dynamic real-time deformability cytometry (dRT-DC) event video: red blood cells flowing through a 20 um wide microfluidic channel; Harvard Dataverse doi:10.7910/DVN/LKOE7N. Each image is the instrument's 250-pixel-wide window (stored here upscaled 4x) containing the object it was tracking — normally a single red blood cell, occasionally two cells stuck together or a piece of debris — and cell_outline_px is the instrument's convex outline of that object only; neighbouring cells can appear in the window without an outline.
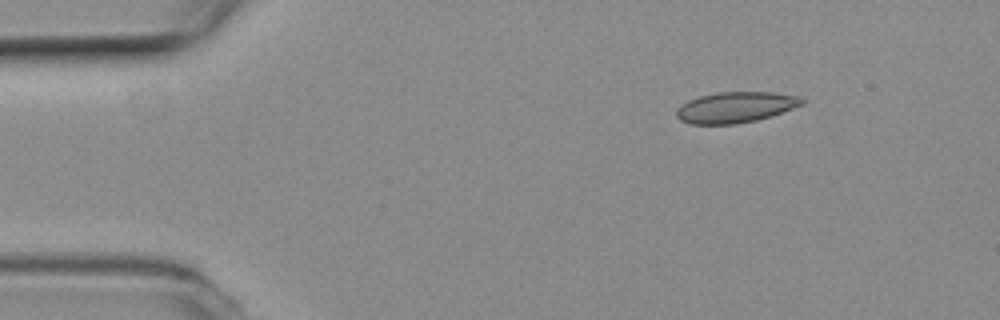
{"species": "common noctule bat (a hibernating species)", "species_latin": "Nyctalus noctula", "temperature_condition": "room temperature", "stored_images_in_passage": 3, "camera_frame_rate_fps": 3000, "um_per_image_px": 0.085, "animal": {"sex": "female", "body_mass_g": 19.3, "forearm_length_mm": 54.1}, "frame": {"image": 1, "passage_image": 1, "time_ms": 0.0, "image_size_px": [1000, 320], "cell_outline_px": [[804, 104], [772, 116], [756, 120], [736, 124], [688, 124], [680, 120], [676, 116], [676, 108], [688, 100], [700, 96], [716, 92], [772, 92], [800, 96], [804, 100]], "centroid_in_image_um": [62.51, 9.12], "position_along_channel_um": 22.5, "area_um2": 22.72}}
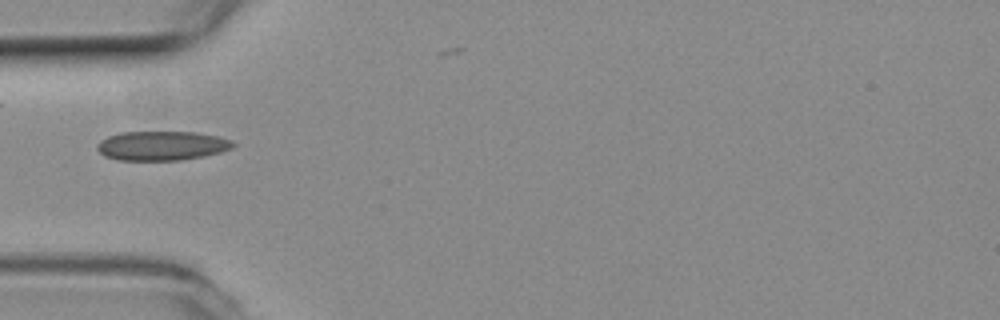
{"frame": {"image": 2, "passage_image": 3, "time_ms": 0.667, "image_size_px": [1000, 320], "cell_outline_px": [[236, 144], [232, 148], [220, 152], [204, 156], [180, 160], [120, 160], [104, 156], [96, 148], [96, 144], [100, 140], [108, 136], [120, 132], [196, 132], [216, 136], [232, 140]], "centroid_in_image_um": [13.74, 12.38], "position_along_channel_um": 71.3, "area_um2": 23.24}}